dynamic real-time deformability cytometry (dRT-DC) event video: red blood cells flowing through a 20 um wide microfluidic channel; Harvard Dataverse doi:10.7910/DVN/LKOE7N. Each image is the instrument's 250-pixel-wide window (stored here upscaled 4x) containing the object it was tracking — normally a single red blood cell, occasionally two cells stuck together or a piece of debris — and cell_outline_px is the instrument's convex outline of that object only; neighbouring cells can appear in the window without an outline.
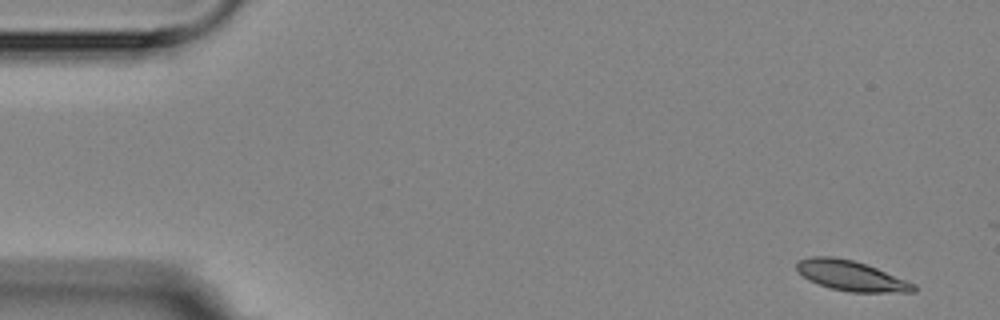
{"species": "Egyptian fruit bat (a non-hibernating species)", "species_latin": "Rousettus aegyptiacus", "temperature_condition": "room temperature", "stored_images_in_passage": 3, "camera_frame_rate_fps": 3000, "um_per_image_px": 0.085, "animal": {"sex": "female"}, "frame": {"image": 1, "passage_image": 1, "time_ms": 0.0, "image_size_px": [1000, 320], "cell_outline_px": [[916, 292], [848, 292], [832, 288], [808, 280], [796, 268], [796, 264], [800, 260], [808, 256], [832, 256], [852, 260], [876, 268], [916, 284]], "centroid_in_image_um": [72.35, 23.44], "position_along_channel_um": 12.7, "area_um2": 20.29}}